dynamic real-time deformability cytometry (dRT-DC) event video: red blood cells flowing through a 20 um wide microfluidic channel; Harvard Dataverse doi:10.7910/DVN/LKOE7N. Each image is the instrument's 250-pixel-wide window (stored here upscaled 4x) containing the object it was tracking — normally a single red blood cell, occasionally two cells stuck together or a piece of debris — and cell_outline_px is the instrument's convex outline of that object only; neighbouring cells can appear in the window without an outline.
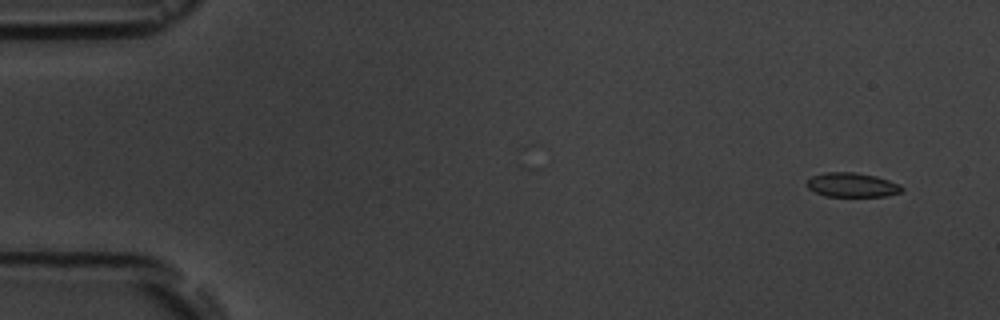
{"species": "common noctule bat (a hibernating species)", "species_latin": "Nyctalus noctula", "temperature_condition": "room temperature", "stored_images_in_passage": 2, "camera_frame_rate_fps": 3000, "um_per_image_px": 0.085, "animal": {"sex": "male", "body_mass_g": 19.5, "forearm_length_mm": 54.6}, "frame": {"image": 1, "passage_image": 2, "time_ms": 1.333, "image_size_px": [1000, 320], "cell_outline_px": [[904, 188], [900, 192], [888, 196], [824, 196], [808, 188], [804, 184], [812, 176], [824, 172], [856, 172], [876, 176], [900, 184]], "centroid_in_image_um": [72.41, 15.71], "position_along_channel_um": 12.6, "area_um2": 13.53}}